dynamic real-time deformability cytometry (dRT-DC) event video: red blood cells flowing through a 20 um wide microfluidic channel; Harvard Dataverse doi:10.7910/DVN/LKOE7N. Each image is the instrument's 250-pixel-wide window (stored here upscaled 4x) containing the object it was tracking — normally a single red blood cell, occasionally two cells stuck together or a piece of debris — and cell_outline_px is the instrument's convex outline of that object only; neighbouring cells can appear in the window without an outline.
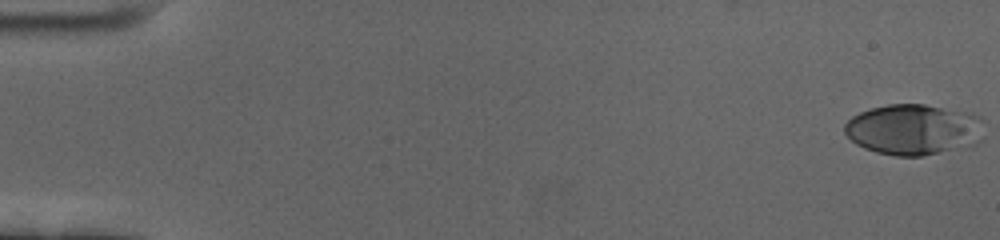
{"species": "human", "species_latin": "Homo sapiens", "temperature_condition": "cold", "stored_images_in_passage": 60, "camera_frame_rate_fps": 3000, "um_per_image_px": 0.085, "donor": {"sex": "female"}, "frame": {"image": 1, "passage_image": 1, "time_ms": 0.0, "image_size_px": [1000, 240], "cell_outline_px": [[984, 140], [976, 144], [920, 156], [896, 156], [876, 152], [864, 148], [856, 144], [844, 132], [844, 124], [852, 116], [860, 112], [872, 108], [888, 104], [924, 104], [972, 112], [980, 116], [984, 120]], "centroid_in_image_um": [77.72, 10.99], "position_along_channel_um": 7.3, "area_um2": 41.79}}
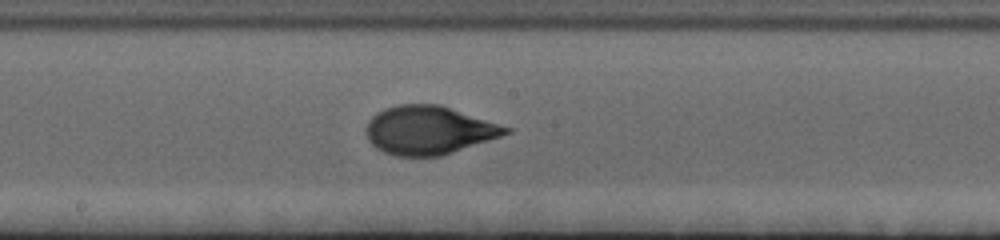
{"frame": {"image": 2, "passage_image": 33, "time_ms": 10.667, "image_size_px": [1000, 240], "cell_outline_px": [[512, 132], [440, 156], [396, 156], [384, 152], [376, 148], [368, 140], [368, 120], [376, 112], [384, 108], [400, 104], [440, 104], [512, 128]], "centroid_in_image_um": [36.44, 11.05], "position_along_channel_um": 211.8, "area_um2": 39.13}}
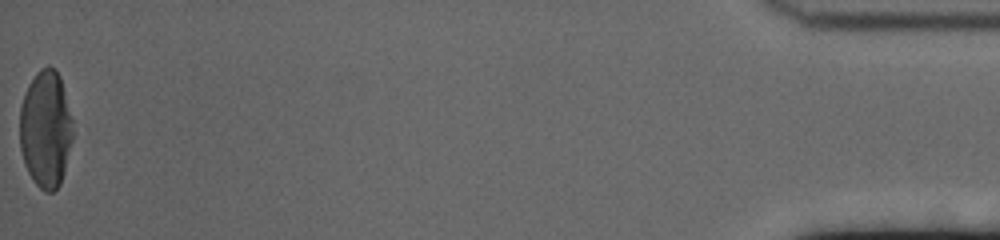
{"frame": {"image": 3, "passage_image": 60, "time_ms": 19.667, "image_size_px": [1000, 240], "cell_outline_px": [[72, 140], [64, 172], [60, 184], [52, 192], [44, 192], [36, 184], [28, 172], [24, 164], [20, 148], [20, 108], [24, 92], [28, 84], [36, 72], [40, 68], [48, 64], [60, 76], [72, 120]], "centroid_in_image_um": [3.87, 10.96], "position_along_channel_um": 431.3, "area_um2": 36.3}, "authors_computed_cell_mechanics": {"area_um2": 38.5526, "velocity_mm_per_s": 3.4325, "shape_relaxation_time_tau1_ms": 4.3286, "shape_relaxation_time_tau2_ms": null, "deformation_change_tau1": 0.195, "deformation_change_tau2": null}}